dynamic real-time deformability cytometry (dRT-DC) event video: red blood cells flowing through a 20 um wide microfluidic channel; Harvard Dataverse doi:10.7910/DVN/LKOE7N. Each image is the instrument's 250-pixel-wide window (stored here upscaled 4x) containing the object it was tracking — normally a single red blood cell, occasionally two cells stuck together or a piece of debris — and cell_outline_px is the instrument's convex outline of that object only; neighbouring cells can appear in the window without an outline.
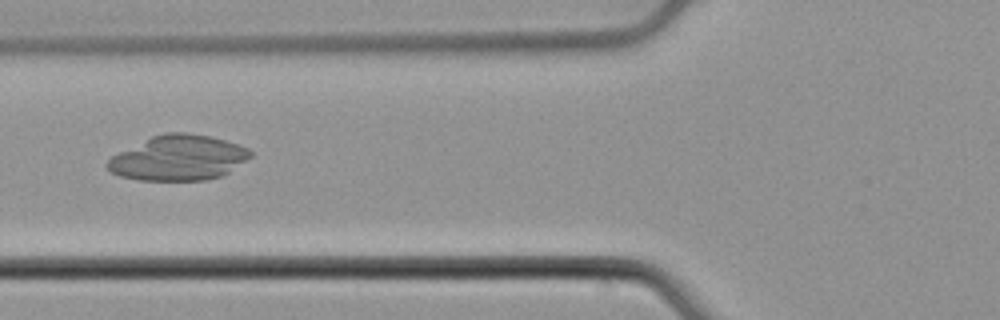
{"species": "common noctule bat (a hibernating species)", "species_latin": "Nyctalus noctula", "temperature_condition": "cold", "stored_images_in_passage": 53, "camera_frame_rate_fps": 3000, "um_per_image_px": 0.085, "animal": {"sex": "male", "body_mass_g": 21.5, "forearm_length_mm": 52.0}, "frame": {"image": 1, "passage_image": 21, "time_ms": 6.667, "image_size_px": [1000, 320], "cell_outline_px": [[252, 156], [228, 172], [220, 176], [204, 180], [140, 180], [120, 176], [112, 172], [104, 164], [112, 156], [152, 136], [164, 132], [188, 132], [208, 136], [224, 140], [248, 148], [252, 152]], "centroid_in_image_um": [15.16, 13.42], "position_along_channel_um": 110.6, "area_um2": 37.22}}
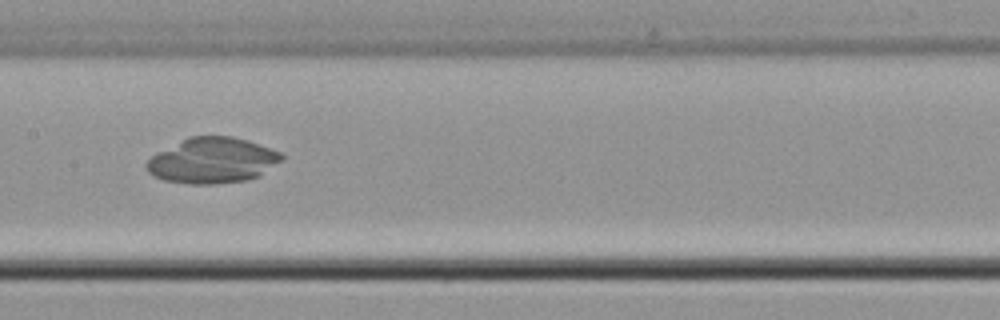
{"frame": {"image": 2, "passage_image": 27, "time_ms": 8.667, "image_size_px": [1000, 320], "cell_outline_px": [[284, 160], [260, 176], [248, 180], [212, 184], [192, 184], [164, 180], [148, 172], [144, 164], [156, 152], [188, 136], [232, 136], [248, 140], [280, 152], [284, 156]], "centroid_in_image_um": [18.07, 13.63], "position_along_channel_um": 189.3, "area_um2": 36.13}}
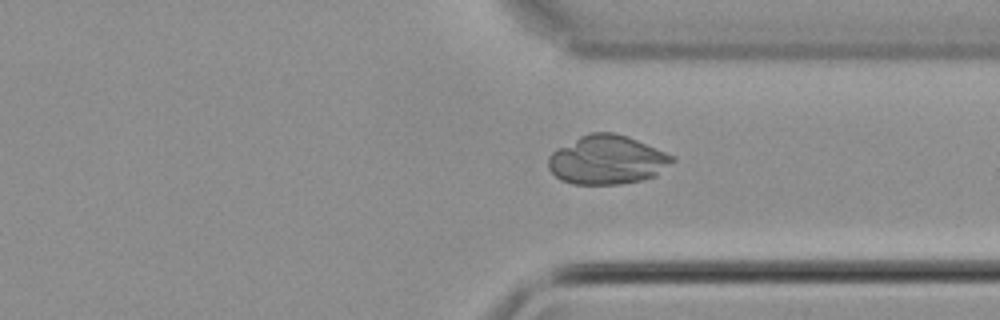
{"frame": {"image": 3, "passage_image": 40, "time_ms": 13.0, "image_size_px": [1000, 320], "cell_outline_px": [[676, 160], [656, 176], [640, 180], [620, 184], [572, 184], [560, 180], [548, 168], [548, 156], [556, 148], [588, 132], [612, 132], [628, 136], [676, 156]], "centroid_in_image_um": [51.61, 13.58], "position_along_channel_um": 359.8, "area_um2": 35.66}}